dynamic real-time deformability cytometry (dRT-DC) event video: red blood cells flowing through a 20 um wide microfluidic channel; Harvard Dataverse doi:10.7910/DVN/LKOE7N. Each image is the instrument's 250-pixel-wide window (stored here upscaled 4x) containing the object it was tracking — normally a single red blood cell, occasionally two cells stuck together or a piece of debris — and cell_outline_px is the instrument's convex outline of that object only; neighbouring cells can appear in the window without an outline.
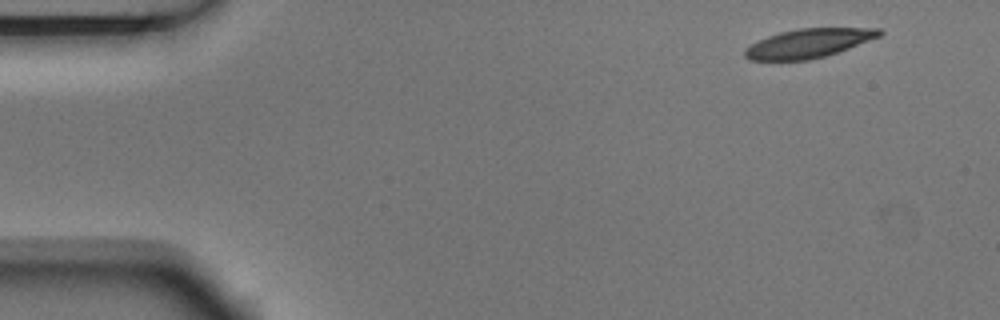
{"species": "Egyptian fruit bat (a non-hibernating species)", "species_latin": "Rousettus aegyptiacus", "temperature_condition": "room temperature", "stored_images_in_passage": 3, "camera_frame_rate_fps": 3000, "um_per_image_px": 0.085, "animal": {"sex": "male"}, "frame": {"image": 1, "passage_image": 1, "time_ms": 0.0, "image_size_px": [1000, 320], "cell_outline_px": [[884, 32], [880, 36], [848, 48], [824, 56], [808, 60], [748, 60], [744, 56], [744, 48], [768, 36], [780, 32], [796, 28], [880, 28]], "centroid_in_image_um": [68.71, 3.67], "position_along_channel_um": 16.3, "area_um2": 22.54}}
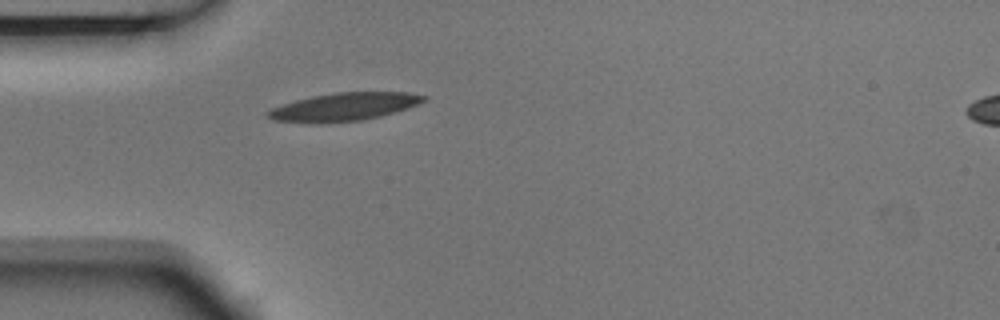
{"frame": {"image": 2, "passage_image": 3, "time_ms": 0.667, "image_size_px": [1000, 320], "cell_outline_px": [[428, 96], [424, 100], [416, 104], [380, 116], [360, 120], [272, 120], [264, 116], [264, 112], [272, 108], [296, 100], [312, 96], [336, 92], [408, 92]], "centroid_in_image_um": [29.26, 9.02], "position_along_channel_um": 55.7, "area_um2": 24.04}}